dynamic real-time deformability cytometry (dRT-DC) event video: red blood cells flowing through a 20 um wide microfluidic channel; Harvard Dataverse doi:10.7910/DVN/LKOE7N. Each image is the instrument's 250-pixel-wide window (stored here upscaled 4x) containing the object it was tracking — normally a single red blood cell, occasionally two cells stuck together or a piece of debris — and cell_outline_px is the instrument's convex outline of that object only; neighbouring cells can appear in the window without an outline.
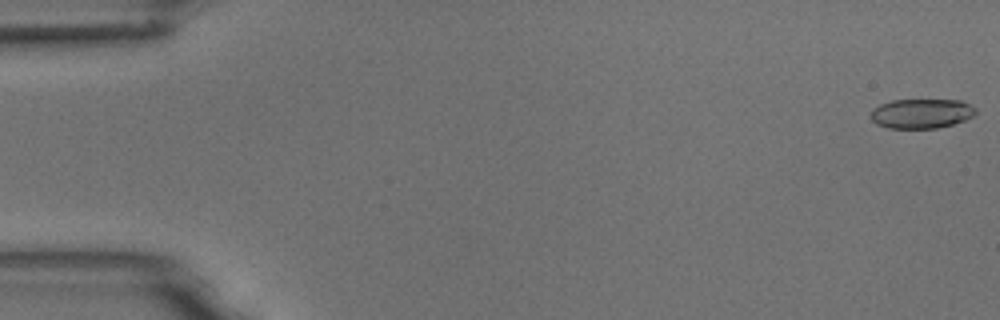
{"species": "common noctule bat (a hibernating species)", "species_latin": "Nyctalus noctula", "temperature_condition": "room temperature", "stored_images_in_passage": 4, "camera_frame_rate_fps": 3000, "um_per_image_px": 0.085, "animal": {"sex": "male", "body_mass_g": 18.8}, "frame": {"image": 1, "passage_image": 1, "time_ms": 0.0, "image_size_px": [1000, 320], "cell_outline_px": [[976, 112], [972, 116], [964, 120], [952, 124], [936, 128], [888, 128], [876, 124], [872, 120], [872, 108], [880, 104], [892, 100], [960, 100], [976, 108]], "centroid_in_image_um": [78.3, 9.65], "position_along_channel_um": 6.7, "area_um2": 17.98}}